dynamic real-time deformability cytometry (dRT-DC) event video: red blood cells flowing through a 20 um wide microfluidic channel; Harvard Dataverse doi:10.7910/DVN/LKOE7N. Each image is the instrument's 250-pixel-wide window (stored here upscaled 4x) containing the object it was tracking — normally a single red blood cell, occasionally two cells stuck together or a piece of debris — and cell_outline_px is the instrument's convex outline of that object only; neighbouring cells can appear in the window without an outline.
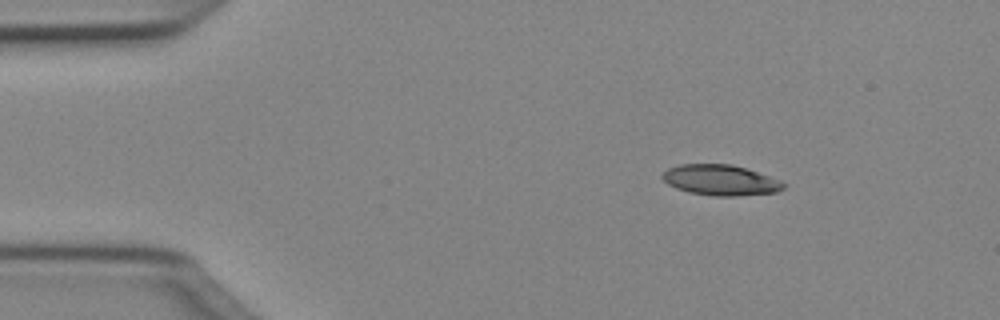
{"species": "Egyptian fruit bat (a non-hibernating species)", "species_latin": "Rousettus aegyptiacus", "temperature_condition": "cold", "stored_images_in_passage": 44, "camera_frame_rate_fps": 3000, "um_per_image_px": 0.085, "animal": {"sex": "female"}, "frame": {"image": 1, "passage_image": 1, "time_ms": 0.0, "image_size_px": [1000, 320], "cell_outline_px": [[788, 184], [784, 188], [776, 192], [736, 196], [712, 196], [688, 192], [676, 188], [668, 184], [660, 176], [668, 168], [680, 164], [732, 164], [780, 180]], "centroid_in_image_um": [61.23, 15.31], "position_along_channel_um": 23.8, "area_um2": 21.56}}
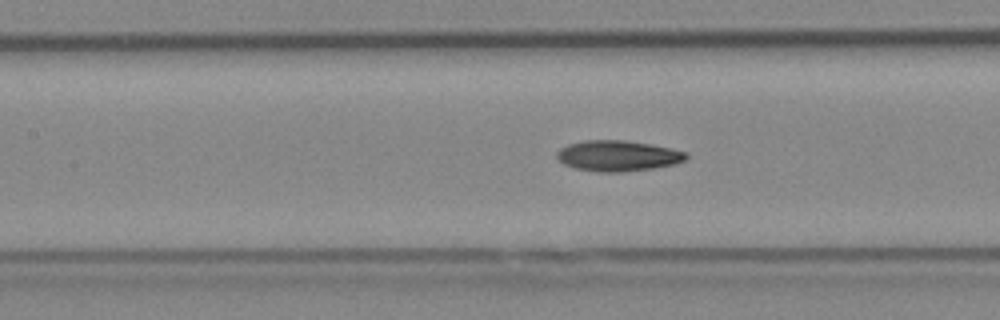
{"frame": {"image": 2, "passage_image": 16, "time_ms": 5.0, "image_size_px": [1000, 320], "cell_outline_px": [[688, 156], [684, 160], [676, 164], [652, 168], [620, 172], [596, 172], [576, 168], [564, 164], [556, 156], [556, 152], [560, 148], [568, 144], [584, 140], [624, 140], [672, 148], [688, 152]], "centroid_in_image_um": [52.52, 13.24], "position_along_channel_um": 154.9, "area_um2": 23.12}}
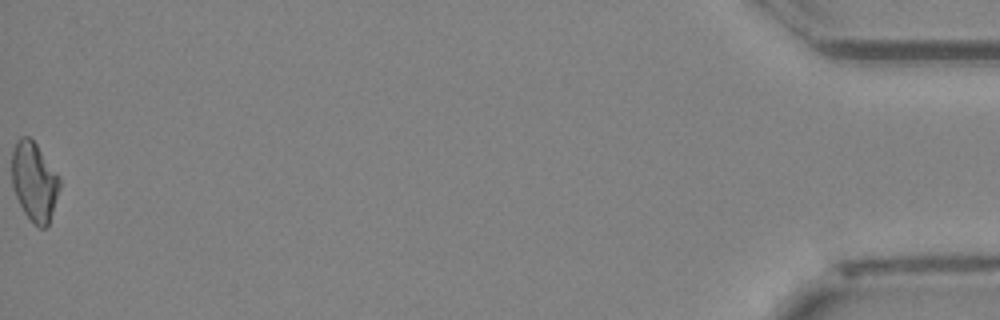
{"frame": {"image": 3, "passage_image": 44, "time_ms": 14.333, "image_size_px": [1000, 320], "cell_outline_px": [[60, 188], [48, 224], [44, 228], [40, 228], [24, 212], [16, 196], [12, 184], [12, 152], [16, 140], [20, 136], [28, 136], [36, 144], [60, 176]], "centroid_in_image_um": [2.91, 15.39], "position_along_channel_um": 432.3, "area_um2": 21.79}, "authors_computed_cell_mechanics": {"area_um2": 22.1952, "velocity_mm_per_s": 4.0495, "shape_relaxation_time_tau1_ms": 4.9522, "shape_relaxation_time_tau2_ms": 3.9397, "deformation_change_tau1": 0.1488, "deformation_change_tau2": 0.1052}}